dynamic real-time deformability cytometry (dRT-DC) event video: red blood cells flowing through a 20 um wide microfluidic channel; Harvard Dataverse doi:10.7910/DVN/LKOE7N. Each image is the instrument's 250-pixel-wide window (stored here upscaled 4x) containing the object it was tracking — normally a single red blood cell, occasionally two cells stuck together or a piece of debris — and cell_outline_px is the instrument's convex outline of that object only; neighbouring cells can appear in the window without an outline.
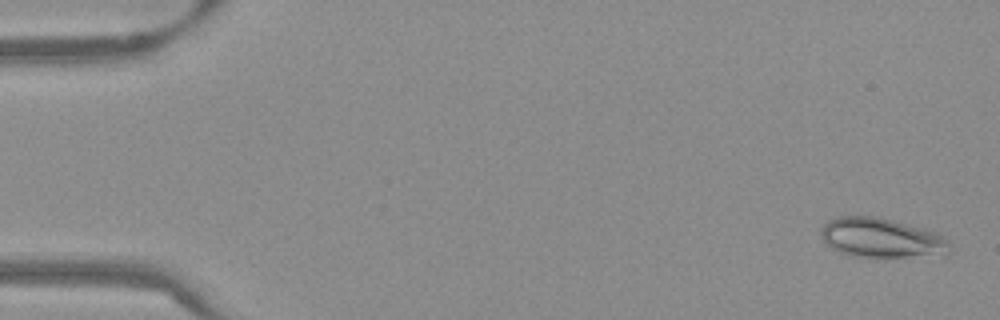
{"species": "Egyptian fruit bat (a non-hibernating species)", "species_latin": "Rousettus aegyptiacus", "temperature_condition": "warm", "stored_images_in_passage": 53, "camera_frame_rate_fps": 3000, "um_per_image_px": 0.085, "frame": {"image": 1, "passage_image": 2, "time_ms": 0.333, "image_size_px": [1000, 320], "cell_outline_px": [[952, 248], [948, 252], [904, 256], [852, 256], [840, 252], [832, 248], [820, 236], [820, 228], [828, 220], [840, 216], [880, 216], [924, 228], [936, 232], [948, 240]], "centroid_in_image_um": [74.87, 20.17], "position_along_channel_um": 10.1, "area_um2": 29.3}}
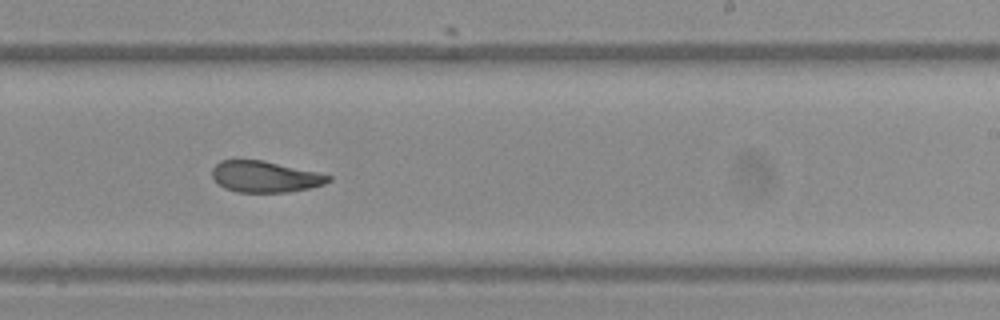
{"frame": {"image": 2, "passage_image": 33, "time_ms": 10.667, "image_size_px": [1000, 320], "cell_outline_px": [[332, 180], [324, 184], [308, 188], [288, 192], [240, 192], [224, 188], [212, 176], [212, 168], [220, 160], [264, 160], [316, 172], [332, 176]], "centroid_in_image_um": [22.53, 15.01], "position_along_channel_um": 266.5, "area_um2": 20.98}}
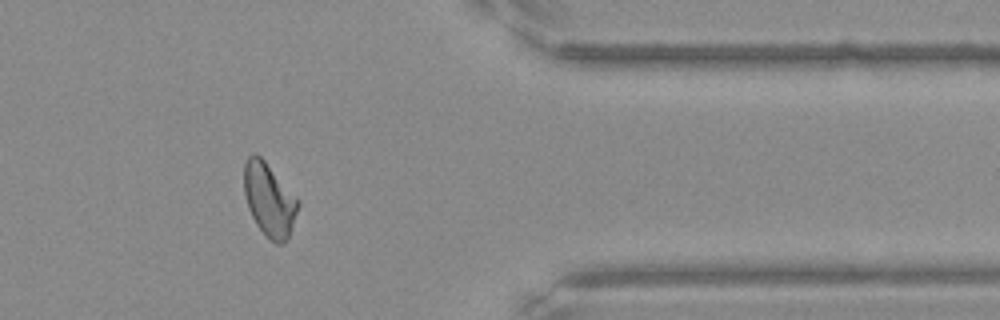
{"frame": {"image": 3, "passage_image": 44, "time_ms": 14.333, "image_size_px": [1000, 320], "cell_outline_px": [[300, 204], [288, 236], [284, 244], [276, 244], [256, 224], [248, 208], [244, 192], [244, 164], [248, 156], [252, 152], [256, 152], [264, 160], [300, 200]], "centroid_in_image_um": [22.88, 16.93], "position_along_channel_um": 388.5, "area_um2": 22.89}, "authors_computed_cell_mechanics": {"area_um2": 22.9466, "velocity_mm_per_s": 3.8294, "shape_relaxation_time_tau1_ms": null, "shape_relaxation_time_tau2_ms": 2.3206, "deformation_change_tau1": null, "deformation_change_tau2": 0.0946}}